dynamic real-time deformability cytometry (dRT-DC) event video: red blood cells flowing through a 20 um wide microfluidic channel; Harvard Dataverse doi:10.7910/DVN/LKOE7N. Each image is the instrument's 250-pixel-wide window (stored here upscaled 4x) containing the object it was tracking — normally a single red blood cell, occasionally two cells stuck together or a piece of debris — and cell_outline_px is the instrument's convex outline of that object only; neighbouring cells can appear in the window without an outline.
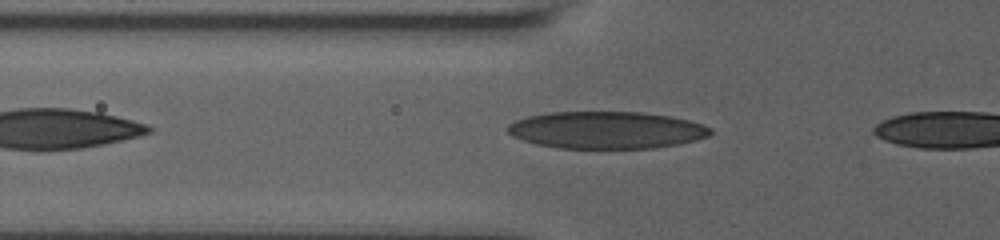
{"species": "human", "species_latin": "Homo sapiens", "temperature_condition": "room temperature", "stored_images_in_passage": 32, "camera_frame_rate_fps": 3000, "um_per_image_px": 0.085, "donor": {"sex": "male"}, "frame": {"image": 1, "passage_image": 2, "time_ms": 0.333, "image_size_px": [1000, 240], "cell_outline_px": [[712, 132], [708, 136], [676, 144], [652, 148], [556, 148], [536, 144], [512, 136], [504, 128], [508, 124], [516, 120], [528, 116], [548, 112], [640, 112], [672, 116], [704, 124], [712, 128]], "centroid_in_image_um": [51.51, 11.05], "position_along_channel_um": 74.3, "area_um2": 43.99}}
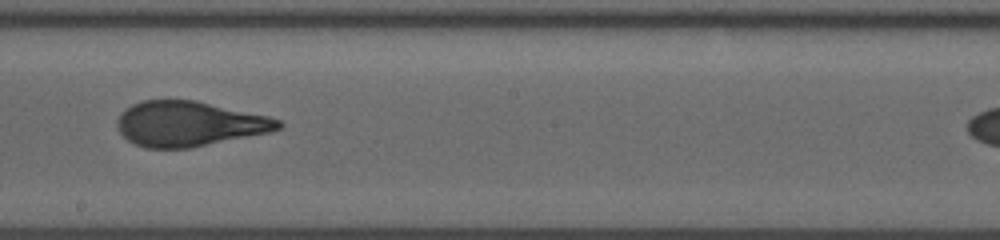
{"frame": {"image": 2, "passage_image": 15, "time_ms": 4.667, "image_size_px": [1000, 240], "cell_outline_px": [[284, 124], [280, 128], [272, 132], [188, 148], [144, 148], [132, 144], [116, 128], [116, 120], [120, 112], [124, 108], [132, 104], [144, 100], [196, 100], [268, 116], [280, 120]], "centroid_in_image_um": [16.04, 10.52], "position_along_channel_um": 232.2, "area_um2": 42.54}}
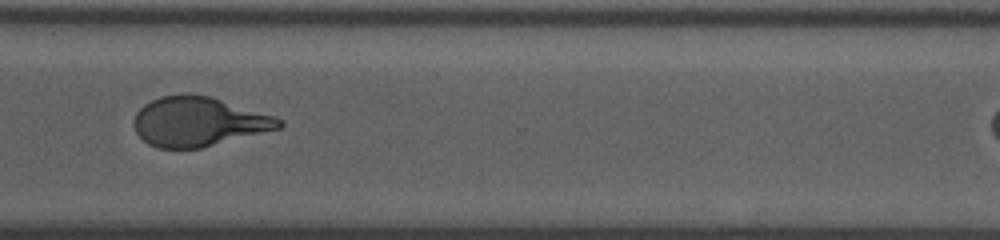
{"frame": {"image": 3, "passage_image": 25, "time_ms": 8.0, "image_size_px": [1000, 240], "cell_outline_px": [[284, 124], [280, 128], [200, 148], [156, 148], [148, 144], [136, 132], [136, 112], [144, 104], [160, 96], [212, 96], [276, 116], [284, 120]], "centroid_in_image_um": [16.92, 10.35], "position_along_channel_um": 353.7, "area_um2": 41.15}}